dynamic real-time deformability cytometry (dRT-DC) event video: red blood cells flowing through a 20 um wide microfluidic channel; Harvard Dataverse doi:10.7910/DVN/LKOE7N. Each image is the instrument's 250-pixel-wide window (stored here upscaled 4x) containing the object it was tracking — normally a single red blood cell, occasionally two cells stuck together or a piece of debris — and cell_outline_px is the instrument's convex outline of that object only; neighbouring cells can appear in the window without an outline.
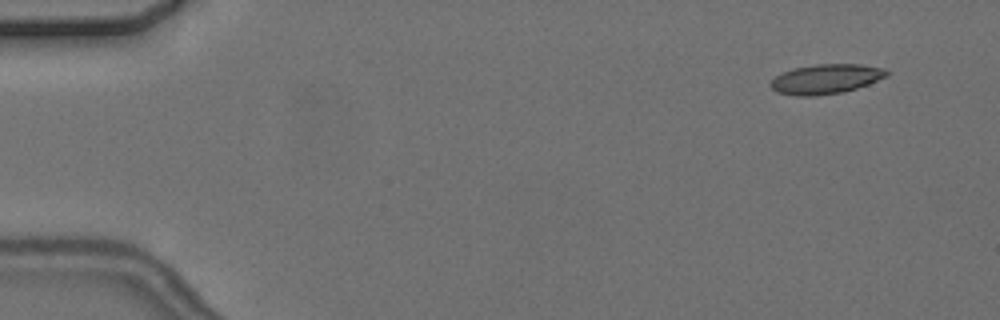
{"species": "common noctule bat (a hibernating species)", "species_latin": "Nyctalus noctula", "temperature_condition": "cold", "stored_images_in_passage": 2, "camera_frame_rate_fps": 3000, "um_per_image_px": 0.085, "animal": {"sex": "female", "body_mass_g": 24.6, "forearm_length_mm": 56.2}, "frame": {"image": 1, "passage_image": 1, "time_ms": 0.0, "image_size_px": [1000, 320], "cell_outline_px": [[888, 76], [868, 84], [844, 92], [816, 96], [796, 96], [776, 92], [768, 84], [780, 72], [792, 68], [816, 64], [860, 64], [884, 68], [888, 72]], "centroid_in_image_um": [70.17, 6.71], "position_along_channel_um": 14.8, "area_um2": 20.29}}